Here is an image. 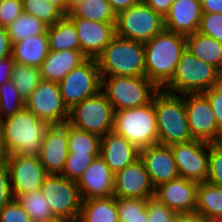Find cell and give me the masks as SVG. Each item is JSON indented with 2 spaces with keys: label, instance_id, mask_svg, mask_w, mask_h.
<instances>
[{
  "label": "cell",
  "instance_id": "6da1fadb",
  "mask_svg": "<svg viewBox=\"0 0 222 222\" xmlns=\"http://www.w3.org/2000/svg\"><path fill=\"white\" fill-rule=\"evenodd\" d=\"M49 124L26 107L0 120V136L10 155L38 157Z\"/></svg>",
  "mask_w": 222,
  "mask_h": 222
},
{
  "label": "cell",
  "instance_id": "7a4b0ae2",
  "mask_svg": "<svg viewBox=\"0 0 222 222\" xmlns=\"http://www.w3.org/2000/svg\"><path fill=\"white\" fill-rule=\"evenodd\" d=\"M144 46L145 76L161 89L174 75L186 50V36L164 29Z\"/></svg>",
  "mask_w": 222,
  "mask_h": 222
},
{
  "label": "cell",
  "instance_id": "3957f363",
  "mask_svg": "<svg viewBox=\"0 0 222 222\" xmlns=\"http://www.w3.org/2000/svg\"><path fill=\"white\" fill-rule=\"evenodd\" d=\"M158 143L172 145L193 140L185 108L184 95L159 89L153 96Z\"/></svg>",
  "mask_w": 222,
  "mask_h": 222
},
{
  "label": "cell",
  "instance_id": "277c9868",
  "mask_svg": "<svg viewBox=\"0 0 222 222\" xmlns=\"http://www.w3.org/2000/svg\"><path fill=\"white\" fill-rule=\"evenodd\" d=\"M96 59L101 76H145L142 42L116 35Z\"/></svg>",
  "mask_w": 222,
  "mask_h": 222
},
{
  "label": "cell",
  "instance_id": "5b68a950",
  "mask_svg": "<svg viewBox=\"0 0 222 222\" xmlns=\"http://www.w3.org/2000/svg\"><path fill=\"white\" fill-rule=\"evenodd\" d=\"M221 80L222 73L216 67L201 61L186 49L174 75L161 89L180 95L203 93Z\"/></svg>",
  "mask_w": 222,
  "mask_h": 222
},
{
  "label": "cell",
  "instance_id": "8992f818",
  "mask_svg": "<svg viewBox=\"0 0 222 222\" xmlns=\"http://www.w3.org/2000/svg\"><path fill=\"white\" fill-rule=\"evenodd\" d=\"M101 90L115 112L147 105L159 88L146 76H102Z\"/></svg>",
  "mask_w": 222,
  "mask_h": 222
},
{
  "label": "cell",
  "instance_id": "52a82bcc",
  "mask_svg": "<svg viewBox=\"0 0 222 222\" xmlns=\"http://www.w3.org/2000/svg\"><path fill=\"white\" fill-rule=\"evenodd\" d=\"M113 132L124 137L139 150L158 144L154 103L114 112Z\"/></svg>",
  "mask_w": 222,
  "mask_h": 222
},
{
  "label": "cell",
  "instance_id": "ba28073f",
  "mask_svg": "<svg viewBox=\"0 0 222 222\" xmlns=\"http://www.w3.org/2000/svg\"><path fill=\"white\" fill-rule=\"evenodd\" d=\"M114 110L100 90L69 110L68 124L72 127L104 137L113 131Z\"/></svg>",
  "mask_w": 222,
  "mask_h": 222
},
{
  "label": "cell",
  "instance_id": "9c48e42d",
  "mask_svg": "<svg viewBox=\"0 0 222 222\" xmlns=\"http://www.w3.org/2000/svg\"><path fill=\"white\" fill-rule=\"evenodd\" d=\"M116 35L146 43L164 29V17L143 1L120 12L116 16Z\"/></svg>",
  "mask_w": 222,
  "mask_h": 222
},
{
  "label": "cell",
  "instance_id": "30bf717a",
  "mask_svg": "<svg viewBox=\"0 0 222 222\" xmlns=\"http://www.w3.org/2000/svg\"><path fill=\"white\" fill-rule=\"evenodd\" d=\"M64 104L70 110L74 105L101 90L102 76L97 59L87 58L58 82Z\"/></svg>",
  "mask_w": 222,
  "mask_h": 222
},
{
  "label": "cell",
  "instance_id": "8fae6325",
  "mask_svg": "<svg viewBox=\"0 0 222 222\" xmlns=\"http://www.w3.org/2000/svg\"><path fill=\"white\" fill-rule=\"evenodd\" d=\"M40 191L50 206L54 217L77 220L82 207V197L76 181L62 175L48 174Z\"/></svg>",
  "mask_w": 222,
  "mask_h": 222
},
{
  "label": "cell",
  "instance_id": "7c38bea8",
  "mask_svg": "<svg viewBox=\"0 0 222 222\" xmlns=\"http://www.w3.org/2000/svg\"><path fill=\"white\" fill-rule=\"evenodd\" d=\"M25 107L49 125H62L69 119V109L63 102L58 82L42 80L25 99Z\"/></svg>",
  "mask_w": 222,
  "mask_h": 222
},
{
  "label": "cell",
  "instance_id": "4fadbf2b",
  "mask_svg": "<svg viewBox=\"0 0 222 222\" xmlns=\"http://www.w3.org/2000/svg\"><path fill=\"white\" fill-rule=\"evenodd\" d=\"M188 124L193 140L207 143L222 142V132L211 104L203 93L184 94Z\"/></svg>",
  "mask_w": 222,
  "mask_h": 222
},
{
  "label": "cell",
  "instance_id": "5bb4252c",
  "mask_svg": "<svg viewBox=\"0 0 222 222\" xmlns=\"http://www.w3.org/2000/svg\"><path fill=\"white\" fill-rule=\"evenodd\" d=\"M180 177L197 183L207 180L209 143L191 140L170 145Z\"/></svg>",
  "mask_w": 222,
  "mask_h": 222
},
{
  "label": "cell",
  "instance_id": "9a60e30c",
  "mask_svg": "<svg viewBox=\"0 0 222 222\" xmlns=\"http://www.w3.org/2000/svg\"><path fill=\"white\" fill-rule=\"evenodd\" d=\"M7 166L13 198L40 189L48 175L38 157L10 155Z\"/></svg>",
  "mask_w": 222,
  "mask_h": 222
},
{
  "label": "cell",
  "instance_id": "2e32d148",
  "mask_svg": "<svg viewBox=\"0 0 222 222\" xmlns=\"http://www.w3.org/2000/svg\"><path fill=\"white\" fill-rule=\"evenodd\" d=\"M113 196L137 199L154 197V187L140 157L114 174Z\"/></svg>",
  "mask_w": 222,
  "mask_h": 222
},
{
  "label": "cell",
  "instance_id": "e0dca14e",
  "mask_svg": "<svg viewBox=\"0 0 222 222\" xmlns=\"http://www.w3.org/2000/svg\"><path fill=\"white\" fill-rule=\"evenodd\" d=\"M68 152V123L49 125L38 156L47 174H62Z\"/></svg>",
  "mask_w": 222,
  "mask_h": 222
},
{
  "label": "cell",
  "instance_id": "ac0fdd59",
  "mask_svg": "<svg viewBox=\"0 0 222 222\" xmlns=\"http://www.w3.org/2000/svg\"><path fill=\"white\" fill-rule=\"evenodd\" d=\"M198 183L178 177L154 188V198L175 213L196 212Z\"/></svg>",
  "mask_w": 222,
  "mask_h": 222
},
{
  "label": "cell",
  "instance_id": "d6986e66",
  "mask_svg": "<svg viewBox=\"0 0 222 222\" xmlns=\"http://www.w3.org/2000/svg\"><path fill=\"white\" fill-rule=\"evenodd\" d=\"M75 25L80 41V51L87 58H97L116 36L115 23L69 18Z\"/></svg>",
  "mask_w": 222,
  "mask_h": 222
},
{
  "label": "cell",
  "instance_id": "ffe728a7",
  "mask_svg": "<svg viewBox=\"0 0 222 222\" xmlns=\"http://www.w3.org/2000/svg\"><path fill=\"white\" fill-rule=\"evenodd\" d=\"M139 157L144 162L153 187L180 177L171 148L168 145L155 144L140 149Z\"/></svg>",
  "mask_w": 222,
  "mask_h": 222
},
{
  "label": "cell",
  "instance_id": "44dd1931",
  "mask_svg": "<svg viewBox=\"0 0 222 222\" xmlns=\"http://www.w3.org/2000/svg\"><path fill=\"white\" fill-rule=\"evenodd\" d=\"M82 200L113 196L114 174L106 162L98 156L76 182Z\"/></svg>",
  "mask_w": 222,
  "mask_h": 222
},
{
  "label": "cell",
  "instance_id": "7402d4cb",
  "mask_svg": "<svg viewBox=\"0 0 222 222\" xmlns=\"http://www.w3.org/2000/svg\"><path fill=\"white\" fill-rule=\"evenodd\" d=\"M201 18L200 0H174L164 17V26L170 32L187 36L198 31Z\"/></svg>",
  "mask_w": 222,
  "mask_h": 222
},
{
  "label": "cell",
  "instance_id": "603a6c76",
  "mask_svg": "<svg viewBox=\"0 0 222 222\" xmlns=\"http://www.w3.org/2000/svg\"><path fill=\"white\" fill-rule=\"evenodd\" d=\"M140 150L124 137L109 132L101 137L100 157L115 174L139 158Z\"/></svg>",
  "mask_w": 222,
  "mask_h": 222
},
{
  "label": "cell",
  "instance_id": "cb8c5ba5",
  "mask_svg": "<svg viewBox=\"0 0 222 222\" xmlns=\"http://www.w3.org/2000/svg\"><path fill=\"white\" fill-rule=\"evenodd\" d=\"M87 57L80 50L49 51L40 66L43 81L60 82L71 70Z\"/></svg>",
  "mask_w": 222,
  "mask_h": 222
},
{
  "label": "cell",
  "instance_id": "d4e9b609",
  "mask_svg": "<svg viewBox=\"0 0 222 222\" xmlns=\"http://www.w3.org/2000/svg\"><path fill=\"white\" fill-rule=\"evenodd\" d=\"M49 51V39L46 31L13 43L11 55L15 63L40 68Z\"/></svg>",
  "mask_w": 222,
  "mask_h": 222
},
{
  "label": "cell",
  "instance_id": "484cf974",
  "mask_svg": "<svg viewBox=\"0 0 222 222\" xmlns=\"http://www.w3.org/2000/svg\"><path fill=\"white\" fill-rule=\"evenodd\" d=\"M186 49L222 73V43L219 41L197 31L186 36Z\"/></svg>",
  "mask_w": 222,
  "mask_h": 222
},
{
  "label": "cell",
  "instance_id": "4316f807",
  "mask_svg": "<svg viewBox=\"0 0 222 222\" xmlns=\"http://www.w3.org/2000/svg\"><path fill=\"white\" fill-rule=\"evenodd\" d=\"M80 222H119L117 198H93L82 200Z\"/></svg>",
  "mask_w": 222,
  "mask_h": 222
},
{
  "label": "cell",
  "instance_id": "83f0119b",
  "mask_svg": "<svg viewBox=\"0 0 222 222\" xmlns=\"http://www.w3.org/2000/svg\"><path fill=\"white\" fill-rule=\"evenodd\" d=\"M50 51L80 50V41L74 23L64 15L54 25L48 26Z\"/></svg>",
  "mask_w": 222,
  "mask_h": 222
},
{
  "label": "cell",
  "instance_id": "f1b7e54d",
  "mask_svg": "<svg viewBox=\"0 0 222 222\" xmlns=\"http://www.w3.org/2000/svg\"><path fill=\"white\" fill-rule=\"evenodd\" d=\"M196 212L207 222L214 221L222 214V188L207 181L198 183Z\"/></svg>",
  "mask_w": 222,
  "mask_h": 222
},
{
  "label": "cell",
  "instance_id": "f546056e",
  "mask_svg": "<svg viewBox=\"0 0 222 222\" xmlns=\"http://www.w3.org/2000/svg\"><path fill=\"white\" fill-rule=\"evenodd\" d=\"M68 18H81L104 23H116V13L107 0H84L76 5Z\"/></svg>",
  "mask_w": 222,
  "mask_h": 222
},
{
  "label": "cell",
  "instance_id": "4dcf8cb0",
  "mask_svg": "<svg viewBox=\"0 0 222 222\" xmlns=\"http://www.w3.org/2000/svg\"><path fill=\"white\" fill-rule=\"evenodd\" d=\"M8 37L11 44L21 41L26 37L45 33L48 29L43 21L31 14L23 12L7 27Z\"/></svg>",
  "mask_w": 222,
  "mask_h": 222
},
{
  "label": "cell",
  "instance_id": "1f68e13d",
  "mask_svg": "<svg viewBox=\"0 0 222 222\" xmlns=\"http://www.w3.org/2000/svg\"><path fill=\"white\" fill-rule=\"evenodd\" d=\"M15 199L32 222H45L55 218L40 189L18 195Z\"/></svg>",
  "mask_w": 222,
  "mask_h": 222
},
{
  "label": "cell",
  "instance_id": "d6a6232c",
  "mask_svg": "<svg viewBox=\"0 0 222 222\" xmlns=\"http://www.w3.org/2000/svg\"><path fill=\"white\" fill-rule=\"evenodd\" d=\"M101 137L68 124V150L75 154H100Z\"/></svg>",
  "mask_w": 222,
  "mask_h": 222
},
{
  "label": "cell",
  "instance_id": "836d02e7",
  "mask_svg": "<svg viewBox=\"0 0 222 222\" xmlns=\"http://www.w3.org/2000/svg\"><path fill=\"white\" fill-rule=\"evenodd\" d=\"M12 80L20 95L26 99L42 81L40 68L15 63Z\"/></svg>",
  "mask_w": 222,
  "mask_h": 222
},
{
  "label": "cell",
  "instance_id": "e575fe53",
  "mask_svg": "<svg viewBox=\"0 0 222 222\" xmlns=\"http://www.w3.org/2000/svg\"><path fill=\"white\" fill-rule=\"evenodd\" d=\"M119 222H147V199L117 198Z\"/></svg>",
  "mask_w": 222,
  "mask_h": 222
},
{
  "label": "cell",
  "instance_id": "d590c367",
  "mask_svg": "<svg viewBox=\"0 0 222 222\" xmlns=\"http://www.w3.org/2000/svg\"><path fill=\"white\" fill-rule=\"evenodd\" d=\"M25 107V99L20 95L12 79L0 85V120L14 115Z\"/></svg>",
  "mask_w": 222,
  "mask_h": 222
},
{
  "label": "cell",
  "instance_id": "8d00e7d4",
  "mask_svg": "<svg viewBox=\"0 0 222 222\" xmlns=\"http://www.w3.org/2000/svg\"><path fill=\"white\" fill-rule=\"evenodd\" d=\"M23 12L31 14L51 26L58 22L64 14L48 0H23Z\"/></svg>",
  "mask_w": 222,
  "mask_h": 222
},
{
  "label": "cell",
  "instance_id": "74e56055",
  "mask_svg": "<svg viewBox=\"0 0 222 222\" xmlns=\"http://www.w3.org/2000/svg\"><path fill=\"white\" fill-rule=\"evenodd\" d=\"M98 156L100 154H75V152H68L65 167L61 175L77 182L86 168Z\"/></svg>",
  "mask_w": 222,
  "mask_h": 222
},
{
  "label": "cell",
  "instance_id": "f35d334b",
  "mask_svg": "<svg viewBox=\"0 0 222 222\" xmlns=\"http://www.w3.org/2000/svg\"><path fill=\"white\" fill-rule=\"evenodd\" d=\"M208 183L222 188V142L209 143Z\"/></svg>",
  "mask_w": 222,
  "mask_h": 222
},
{
  "label": "cell",
  "instance_id": "ab89813d",
  "mask_svg": "<svg viewBox=\"0 0 222 222\" xmlns=\"http://www.w3.org/2000/svg\"><path fill=\"white\" fill-rule=\"evenodd\" d=\"M198 32L222 43V14L202 13Z\"/></svg>",
  "mask_w": 222,
  "mask_h": 222
},
{
  "label": "cell",
  "instance_id": "60d3db41",
  "mask_svg": "<svg viewBox=\"0 0 222 222\" xmlns=\"http://www.w3.org/2000/svg\"><path fill=\"white\" fill-rule=\"evenodd\" d=\"M176 213L156 198L147 199V222H171Z\"/></svg>",
  "mask_w": 222,
  "mask_h": 222
},
{
  "label": "cell",
  "instance_id": "b9f144b4",
  "mask_svg": "<svg viewBox=\"0 0 222 222\" xmlns=\"http://www.w3.org/2000/svg\"><path fill=\"white\" fill-rule=\"evenodd\" d=\"M0 222H32L24 208L12 198L0 211Z\"/></svg>",
  "mask_w": 222,
  "mask_h": 222
},
{
  "label": "cell",
  "instance_id": "7bdbcfd3",
  "mask_svg": "<svg viewBox=\"0 0 222 222\" xmlns=\"http://www.w3.org/2000/svg\"><path fill=\"white\" fill-rule=\"evenodd\" d=\"M23 13V0H0V26L7 27Z\"/></svg>",
  "mask_w": 222,
  "mask_h": 222
},
{
  "label": "cell",
  "instance_id": "ee69618b",
  "mask_svg": "<svg viewBox=\"0 0 222 222\" xmlns=\"http://www.w3.org/2000/svg\"><path fill=\"white\" fill-rule=\"evenodd\" d=\"M209 100L218 129L222 132V80L210 89L203 92Z\"/></svg>",
  "mask_w": 222,
  "mask_h": 222
},
{
  "label": "cell",
  "instance_id": "f6af8a7d",
  "mask_svg": "<svg viewBox=\"0 0 222 222\" xmlns=\"http://www.w3.org/2000/svg\"><path fill=\"white\" fill-rule=\"evenodd\" d=\"M8 166L0 167V211L12 199Z\"/></svg>",
  "mask_w": 222,
  "mask_h": 222
},
{
  "label": "cell",
  "instance_id": "bcb514c9",
  "mask_svg": "<svg viewBox=\"0 0 222 222\" xmlns=\"http://www.w3.org/2000/svg\"><path fill=\"white\" fill-rule=\"evenodd\" d=\"M15 66V60L12 55L0 58V85L12 79V73Z\"/></svg>",
  "mask_w": 222,
  "mask_h": 222
},
{
  "label": "cell",
  "instance_id": "7dc6e473",
  "mask_svg": "<svg viewBox=\"0 0 222 222\" xmlns=\"http://www.w3.org/2000/svg\"><path fill=\"white\" fill-rule=\"evenodd\" d=\"M146 5L151 7L155 12L160 13L163 17L169 12L174 0H142Z\"/></svg>",
  "mask_w": 222,
  "mask_h": 222
},
{
  "label": "cell",
  "instance_id": "c3c4849f",
  "mask_svg": "<svg viewBox=\"0 0 222 222\" xmlns=\"http://www.w3.org/2000/svg\"><path fill=\"white\" fill-rule=\"evenodd\" d=\"M12 44L8 37L7 29L0 26V58L11 55Z\"/></svg>",
  "mask_w": 222,
  "mask_h": 222
},
{
  "label": "cell",
  "instance_id": "681fc988",
  "mask_svg": "<svg viewBox=\"0 0 222 222\" xmlns=\"http://www.w3.org/2000/svg\"><path fill=\"white\" fill-rule=\"evenodd\" d=\"M171 222H207L199 213H176Z\"/></svg>",
  "mask_w": 222,
  "mask_h": 222
},
{
  "label": "cell",
  "instance_id": "f907efd6",
  "mask_svg": "<svg viewBox=\"0 0 222 222\" xmlns=\"http://www.w3.org/2000/svg\"><path fill=\"white\" fill-rule=\"evenodd\" d=\"M107 1L110 3L116 15L130 8L131 6L137 5L140 2H142V0H107Z\"/></svg>",
  "mask_w": 222,
  "mask_h": 222
},
{
  "label": "cell",
  "instance_id": "816d5d0a",
  "mask_svg": "<svg viewBox=\"0 0 222 222\" xmlns=\"http://www.w3.org/2000/svg\"><path fill=\"white\" fill-rule=\"evenodd\" d=\"M202 13L222 14V0H200Z\"/></svg>",
  "mask_w": 222,
  "mask_h": 222
},
{
  "label": "cell",
  "instance_id": "f5cc1de1",
  "mask_svg": "<svg viewBox=\"0 0 222 222\" xmlns=\"http://www.w3.org/2000/svg\"><path fill=\"white\" fill-rule=\"evenodd\" d=\"M9 151L7 149L6 143L2 140L0 136V167L7 166L9 162Z\"/></svg>",
  "mask_w": 222,
  "mask_h": 222
},
{
  "label": "cell",
  "instance_id": "db71d44e",
  "mask_svg": "<svg viewBox=\"0 0 222 222\" xmlns=\"http://www.w3.org/2000/svg\"><path fill=\"white\" fill-rule=\"evenodd\" d=\"M50 3L55 5L64 15L68 14L67 0H48Z\"/></svg>",
  "mask_w": 222,
  "mask_h": 222
},
{
  "label": "cell",
  "instance_id": "11a10c76",
  "mask_svg": "<svg viewBox=\"0 0 222 222\" xmlns=\"http://www.w3.org/2000/svg\"><path fill=\"white\" fill-rule=\"evenodd\" d=\"M84 0H67L68 4V13L79 3L83 2Z\"/></svg>",
  "mask_w": 222,
  "mask_h": 222
},
{
  "label": "cell",
  "instance_id": "9f6ffc18",
  "mask_svg": "<svg viewBox=\"0 0 222 222\" xmlns=\"http://www.w3.org/2000/svg\"><path fill=\"white\" fill-rule=\"evenodd\" d=\"M74 221H75V220L55 217V218H53L52 220L45 221V222H74Z\"/></svg>",
  "mask_w": 222,
  "mask_h": 222
},
{
  "label": "cell",
  "instance_id": "6f0895ef",
  "mask_svg": "<svg viewBox=\"0 0 222 222\" xmlns=\"http://www.w3.org/2000/svg\"><path fill=\"white\" fill-rule=\"evenodd\" d=\"M212 222H222V214Z\"/></svg>",
  "mask_w": 222,
  "mask_h": 222
}]
</instances>
